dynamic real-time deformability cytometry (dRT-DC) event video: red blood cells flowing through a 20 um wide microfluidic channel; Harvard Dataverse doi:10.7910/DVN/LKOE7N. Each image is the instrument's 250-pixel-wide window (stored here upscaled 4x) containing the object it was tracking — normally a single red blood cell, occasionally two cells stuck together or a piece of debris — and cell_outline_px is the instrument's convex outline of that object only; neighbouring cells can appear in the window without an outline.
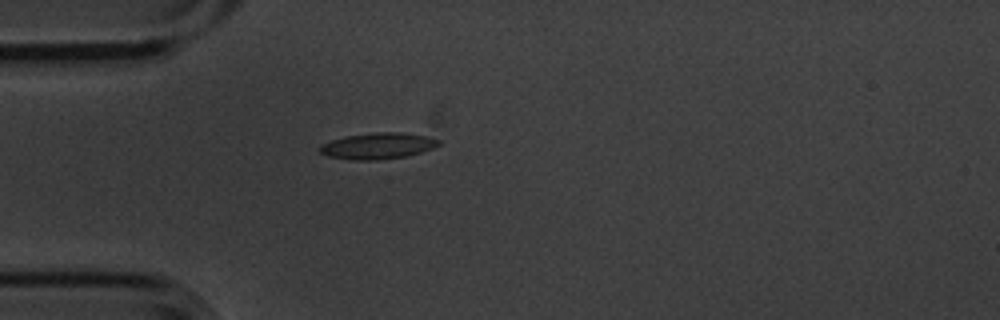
{"species": "common noctule bat (a hibernating species)", "species_latin": "Nyctalus noctula", "temperature_condition": "cold", "stored_images_in_passage": 1, "camera_frame_rate_fps": 3000, "um_per_image_px": 0.085, "animal": {"sex": "male", "body_mass_g": 20.1, "forearm_length_mm": 53.5}, "frame": {"image": 1, "passage_image": 1, "time_ms": 0.0, "image_size_px": [1000, 320], "cell_outline_px": [[440, 144], [432, 148], [420, 152], [404, 156], [376, 160], [352, 160], [328, 156], [320, 152], [320, 144], [344, 136], [376, 132], [400, 132], [428, 136], [440, 140]], "centroid_in_image_um": [32.1, 12.39], "position_along_channel_um": 52.9, "area_um2": 18.03}}